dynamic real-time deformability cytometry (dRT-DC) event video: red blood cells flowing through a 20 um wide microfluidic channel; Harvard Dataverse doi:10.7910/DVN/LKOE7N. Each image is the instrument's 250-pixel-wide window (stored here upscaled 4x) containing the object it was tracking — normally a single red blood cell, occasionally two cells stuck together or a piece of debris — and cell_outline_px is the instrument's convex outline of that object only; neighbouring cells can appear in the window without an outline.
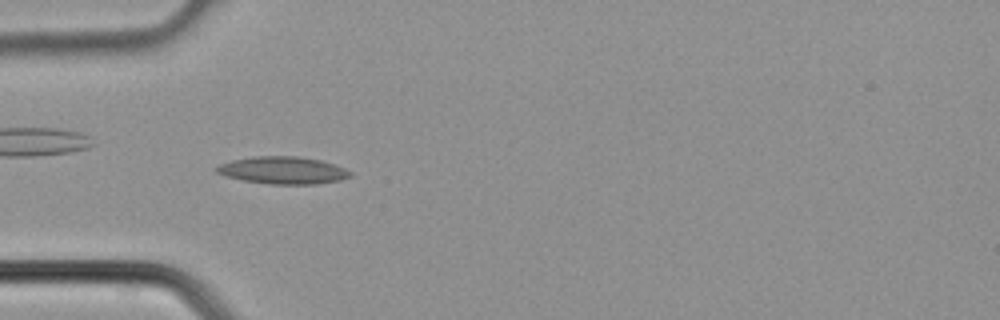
{"species": "common noctule bat (a hibernating species)", "species_latin": "Nyctalus noctula", "temperature_condition": "cold", "stored_images_in_passage": 38, "camera_frame_rate_fps": 3000, "um_per_image_px": 0.085, "animal": {"sex": "male", "body_mass_g": 21.5, "forearm_length_mm": 52.0}, "frame": {"image": 1, "passage_image": 11, "time_ms": 3.333, "image_size_px": [1000, 320], "cell_outline_px": [[352, 176], [340, 180], [316, 184], [268, 184], [244, 180], [224, 176], [216, 172], [212, 168], [220, 164], [232, 160], [252, 156], [296, 156], [320, 160], [344, 168], [352, 172]], "centroid_in_image_um": [24.01, 14.47], "position_along_channel_um": 61.0, "area_um2": 21.33}}
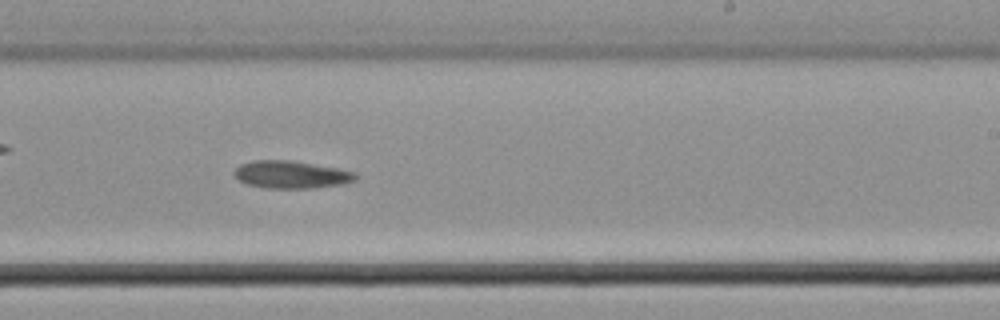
{"frame": {"image": 2, "passage_image": 23, "time_ms": 7.333, "image_size_px": [1000, 320], "cell_outline_px": [[356, 180], [344, 184], [312, 188], [268, 188], [248, 184], [240, 180], [232, 172], [240, 164], [252, 160], [292, 160], [336, 168], [356, 172]], "centroid_in_image_um": [24.76, 14.83], "position_along_channel_um": 264.2, "area_um2": 19.42}}
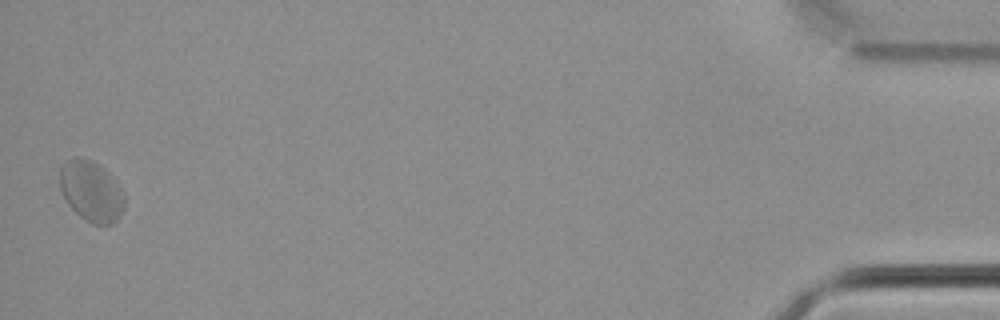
{"frame": {"image": 3, "passage_image": 38, "time_ms": 12.333, "image_size_px": [1000, 320], "cell_outline_px": [[124, 208], [116, 220], [112, 224], [92, 224], [84, 220], [68, 204], [60, 188], [60, 168], [68, 160], [76, 156], [92, 160], [104, 168], [116, 180], [124, 192]], "centroid_in_image_um": [7.77, 16.24], "position_along_channel_um": 427.4, "area_um2": 22.89}}